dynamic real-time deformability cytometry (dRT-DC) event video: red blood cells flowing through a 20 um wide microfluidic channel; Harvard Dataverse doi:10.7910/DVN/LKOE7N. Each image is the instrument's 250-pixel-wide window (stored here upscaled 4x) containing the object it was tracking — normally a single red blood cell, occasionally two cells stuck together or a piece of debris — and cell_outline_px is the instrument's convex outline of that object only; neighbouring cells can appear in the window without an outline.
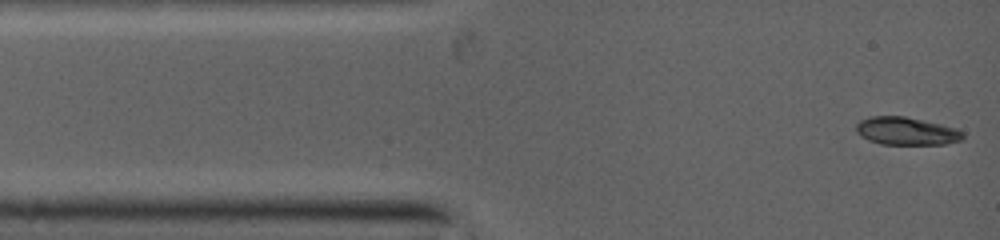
{"species": "common noctule bat (a hibernating species)", "species_latin": "Nyctalus noctula", "temperature_condition": "warm", "stored_images_in_passage": 14, "camera_frame_rate_fps": 5000, "um_per_image_px": 0.085, "animal": {"sex": "female", "body_mass_g": 19.0, "forearm_length_mm": 53.3}, "frame": {"image": 1, "passage_image": 1, "time_ms": 0.0, "image_size_px": [1000, 240], "cell_outline_px": [[964, 136], [960, 140], [944, 144], [884, 144], [872, 140], [856, 132], [856, 124], [860, 120], [872, 116], [904, 116], [952, 128], [964, 132]], "centroid_in_image_um": [77.02, 11.14], "position_along_channel_um": 8.0, "area_um2": 16.7}}
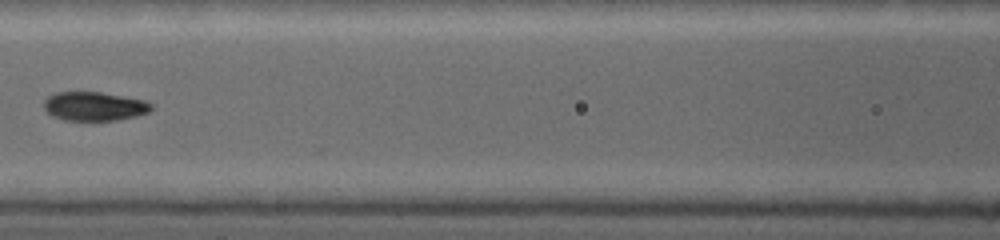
{"frame": {"image": 2, "passage_image": 8, "time_ms": 4.6, "image_size_px": [1000, 240], "cell_outline_px": [[152, 108], [148, 112], [132, 116], [112, 120], [64, 120], [52, 116], [44, 108], [44, 100], [48, 96], [56, 92], [100, 92], [140, 100], [152, 104]], "centroid_in_image_um": [7.93, 9.03], "position_along_channel_um": 158.7, "area_um2": 17.63}}
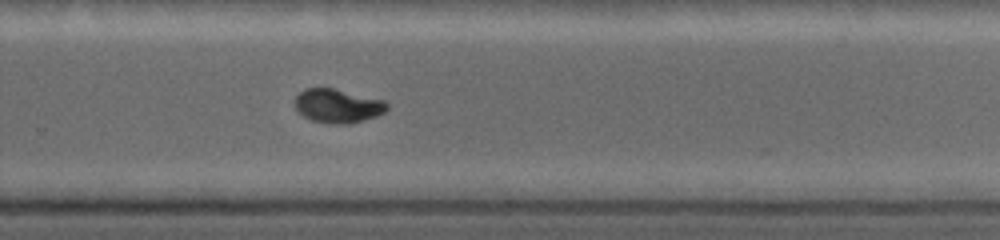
{"frame": {"image": 3, "passage_image": 14, "time_ms": 7.8, "image_size_px": [1000, 240], "cell_outline_px": [[388, 108], [384, 112], [376, 116], [344, 124], [336, 124], [312, 120], [304, 116], [296, 108], [296, 96], [304, 88], [332, 88], [384, 100], [388, 104]], "centroid_in_image_um": [28.71, 8.98], "position_along_channel_um": 301.1, "area_um2": 17.74}}